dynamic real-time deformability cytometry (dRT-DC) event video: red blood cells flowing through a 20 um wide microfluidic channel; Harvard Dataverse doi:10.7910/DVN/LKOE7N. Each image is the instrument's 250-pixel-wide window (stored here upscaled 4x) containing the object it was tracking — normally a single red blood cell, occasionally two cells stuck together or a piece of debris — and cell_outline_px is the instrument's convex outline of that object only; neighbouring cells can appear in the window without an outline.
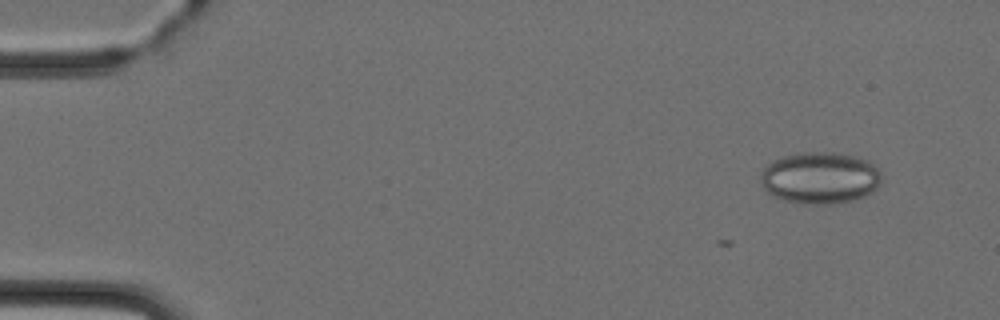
{"species": "Egyptian fruit bat (a non-hibernating species)", "species_latin": "Rousettus aegyptiacus", "temperature_condition": "cold", "stored_images_in_passage": 9, "camera_frame_rate_fps": 3000, "um_per_image_px": 0.085, "animal": {"sex": "female"}, "frame": {"image": 1, "passage_image": 3, "time_ms": 2.333, "image_size_px": [1000, 320], "cell_outline_px": [[880, 180], [876, 188], [872, 192], [864, 196], [852, 200], [828, 204], [804, 204], [784, 200], [772, 196], [764, 188], [760, 176], [760, 172], [768, 164], [784, 156], [800, 152], [812, 152], [852, 156], [872, 160], [880, 168]], "centroid_in_image_um": [69.71, 15.13], "position_along_channel_um": 15.3, "area_um2": 36.3}}
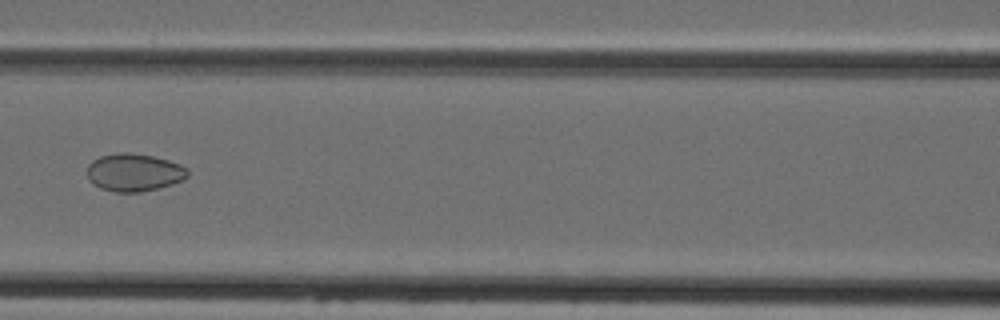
{"frame": {"image": 2, "passage_image": 8, "time_ms": 8.333, "image_size_px": [1000, 320], "cell_outline_px": [[188, 176], [184, 180], [172, 184], [140, 192], [116, 192], [100, 188], [92, 184], [88, 180], [88, 164], [92, 160], [100, 156], [120, 152], [128, 152], [152, 156], [168, 160], [180, 164], [188, 168]], "centroid_in_image_um": [11.39, 14.65], "position_along_channel_um": 155.2, "area_um2": 22.2}}
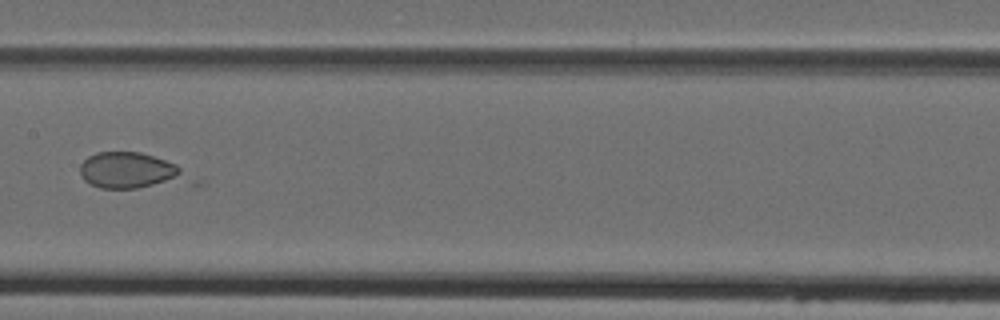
{"frame": {"image": 3, "passage_image": 9, "time_ms": 9.333, "image_size_px": [1000, 320], "cell_outline_px": [[204, 184], [196, 188], [100, 188], [84, 180], [80, 172], [80, 164], [88, 156], [96, 152], [140, 152], [176, 164], [204, 180]], "centroid_in_image_um": [11.51, 14.61], "position_along_channel_um": 195.9, "area_um2": 25.14}}